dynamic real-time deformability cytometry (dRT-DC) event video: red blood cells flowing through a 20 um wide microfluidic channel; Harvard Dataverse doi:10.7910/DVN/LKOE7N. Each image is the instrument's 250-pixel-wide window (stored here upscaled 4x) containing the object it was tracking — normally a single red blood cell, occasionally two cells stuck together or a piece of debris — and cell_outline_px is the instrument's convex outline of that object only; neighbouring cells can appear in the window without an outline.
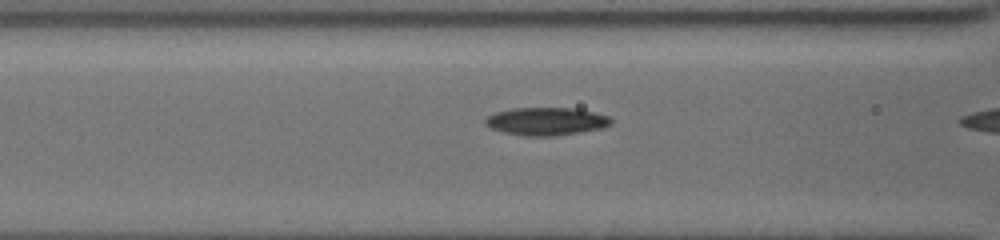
{"species": "common noctule bat (a hibernating species)", "species_latin": "Nyctalus noctula", "temperature_condition": "cold", "stored_images_in_passage": 7, "camera_frame_rate_fps": 3000, "um_per_image_px": 0.085, "animal": {"sex": "female", "body_mass_g": 19.5, "forearm_length_mm": 54.1}, "frame": {"image": 1, "passage_image": 6, "time_ms": 2.333, "image_size_px": [1000, 240], "cell_outline_px": [[612, 124], [600, 128], [552, 136], [528, 136], [504, 132], [492, 128], [484, 124], [484, 120], [488, 116], [496, 112], [512, 108], [572, 108], [592, 112], [608, 116], [612, 120]], "centroid_in_image_um": [46.39, 10.3], "position_along_channel_um": 120.2, "area_um2": 20.06}}